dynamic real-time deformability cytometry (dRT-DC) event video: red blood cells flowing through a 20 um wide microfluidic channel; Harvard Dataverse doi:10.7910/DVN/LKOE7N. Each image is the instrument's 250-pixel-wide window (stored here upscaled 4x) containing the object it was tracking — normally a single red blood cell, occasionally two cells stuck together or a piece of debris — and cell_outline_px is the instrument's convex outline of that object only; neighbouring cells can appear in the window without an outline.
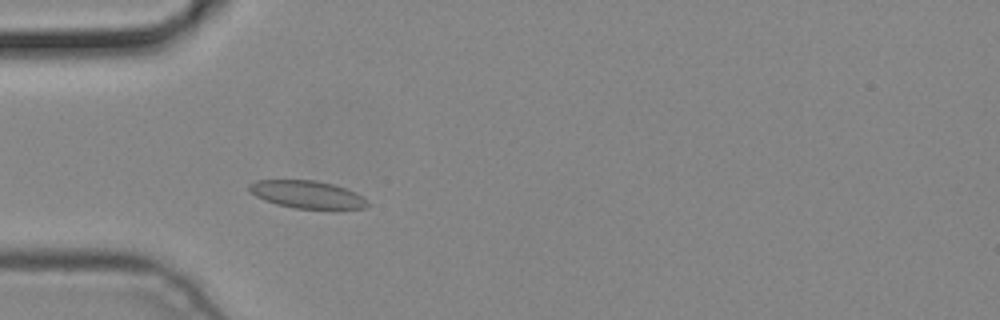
{"species": "common noctule bat (a hibernating species)", "species_latin": "Nyctalus noctula", "temperature_condition": "cold", "stored_images_in_passage": 3, "camera_frame_rate_fps": 3000, "um_per_image_px": 0.085, "animal": {"sex": "male", "body_mass_g": 19.2, "forearm_length_mm": 51.8}, "frame": {"image": 1, "passage_image": 3, "time_ms": 0.667, "image_size_px": [1000, 320], "cell_outline_px": [[368, 204], [364, 208], [336, 212], [296, 208], [276, 204], [264, 200], [256, 196], [248, 188], [248, 184], [256, 180], [316, 180], [332, 184], [356, 192], [368, 200]], "centroid_in_image_um": [26.19, 16.58], "position_along_channel_um": 58.8, "area_um2": 19.77}}